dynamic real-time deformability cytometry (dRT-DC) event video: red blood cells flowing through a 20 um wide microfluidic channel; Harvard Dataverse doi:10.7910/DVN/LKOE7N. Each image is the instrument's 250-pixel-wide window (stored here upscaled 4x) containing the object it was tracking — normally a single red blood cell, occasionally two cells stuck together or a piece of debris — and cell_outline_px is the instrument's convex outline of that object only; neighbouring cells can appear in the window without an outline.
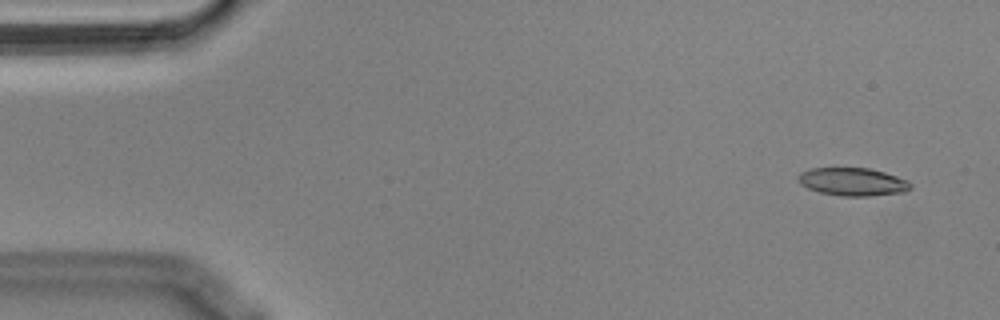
{"species": "Egyptian fruit bat (a non-hibernating species)", "species_latin": "Rousettus aegyptiacus", "temperature_condition": "cold", "stored_images_in_passage": 56, "segment_of_instrument_passage": [1, 2], "camera_frame_rate_fps": 3000, "um_per_image_px": 0.085, "animal": {"sex": "male"}, "frame": {"image": 1, "passage_image": 4, "time_ms": 1.0, "image_size_px": [1000, 320], "cell_outline_px": [[912, 188], [904, 192], [868, 196], [840, 196], [820, 192], [808, 188], [800, 184], [796, 176], [800, 172], [808, 168], [868, 168], [884, 172], [908, 180], [912, 184]], "centroid_in_image_um": [72.46, 15.45], "position_along_channel_um": 12.5, "area_um2": 18.44}}
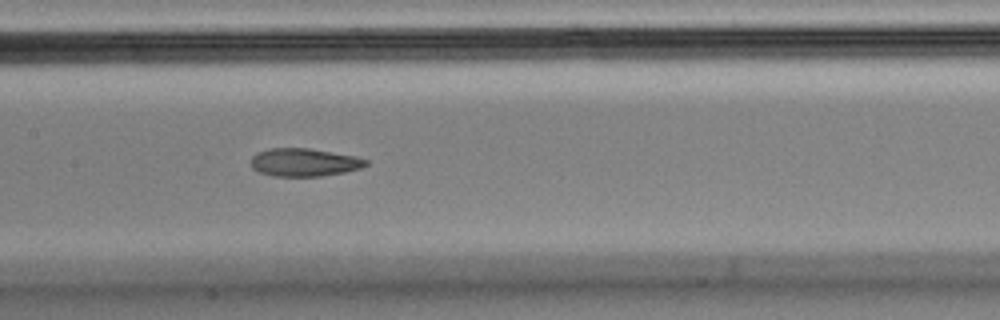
{"frame": {"image": 2, "passage_image": 27, "time_ms": 8.667, "image_size_px": [1000, 320], "cell_outline_px": [[368, 164], [360, 168], [344, 172], [320, 176], [272, 176], [260, 172], [252, 168], [252, 156], [256, 152], [268, 148], [308, 148], [356, 156], [368, 160]], "centroid_in_image_um": [25.84, 13.79], "position_along_channel_um": 181.6, "area_um2": 18.73}}
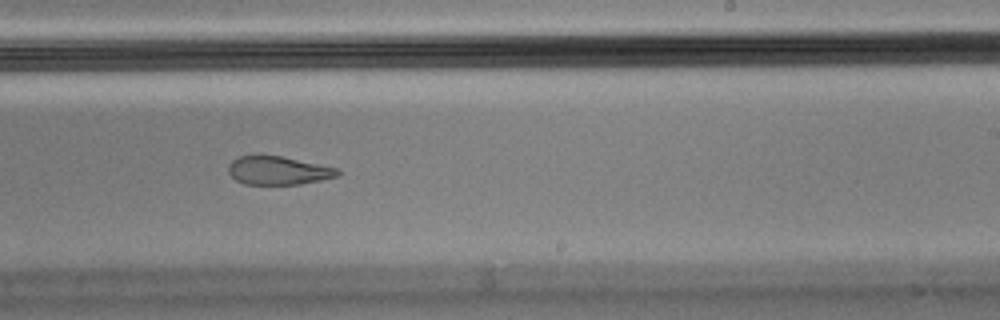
{"frame": {"image": 3, "passage_image": 34, "time_ms": 11.0, "image_size_px": [1000, 320], "cell_outline_px": [[340, 176], [300, 184], [244, 184], [236, 180], [228, 172], [228, 164], [232, 160], [240, 156], [280, 156], [340, 168]], "centroid_in_image_um": [23.68, 14.5], "position_along_channel_um": 265.3, "area_um2": 18.03}}